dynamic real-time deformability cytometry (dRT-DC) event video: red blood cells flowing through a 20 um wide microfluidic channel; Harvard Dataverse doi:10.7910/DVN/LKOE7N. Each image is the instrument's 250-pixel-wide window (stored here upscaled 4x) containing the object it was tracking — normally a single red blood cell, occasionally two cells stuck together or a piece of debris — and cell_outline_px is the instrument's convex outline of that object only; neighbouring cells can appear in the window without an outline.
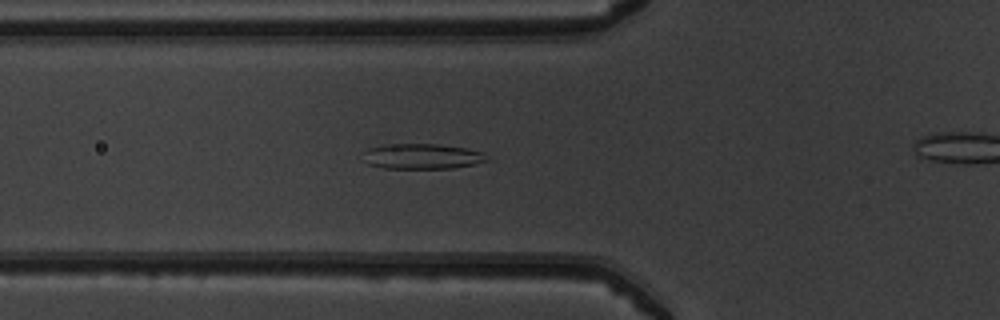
{"species": "common noctule bat (a hibernating species)", "species_latin": "Nyctalus noctula", "temperature_condition": "warm", "stored_images_in_passage": 29, "camera_frame_rate_fps": 3000, "um_per_image_px": 0.085, "animal": {"sex": "male", "body_mass_g": 19.5, "forearm_length_mm": 54.6}, "frame": {"image": 1, "passage_image": 3, "time_ms": 0.667, "image_size_px": [1000, 320], "cell_outline_px": [[492, 160], [452, 168], [384, 168], [368, 164], [360, 152], [368, 148], [388, 144], [436, 144], [464, 148], [484, 152]], "centroid_in_image_um": [35.87, 13.28], "position_along_channel_um": 89.9, "area_um2": 18.32}}
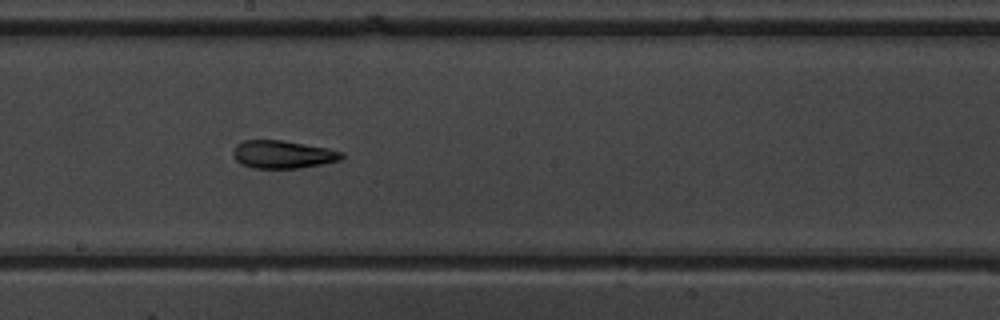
{"frame": {"image": 2, "passage_image": 13, "time_ms": 4.0, "image_size_px": [1000, 320], "cell_outline_px": [[344, 156], [340, 160], [300, 168], [252, 168], [240, 164], [236, 160], [232, 152], [236, 144], [244, 140], [280, 140], [328, 148], [344, 152]], "centroid_in_image_um": [24.02, 13.13], "position_along_channel_um": 224.2, "area_um2": 17.63}}
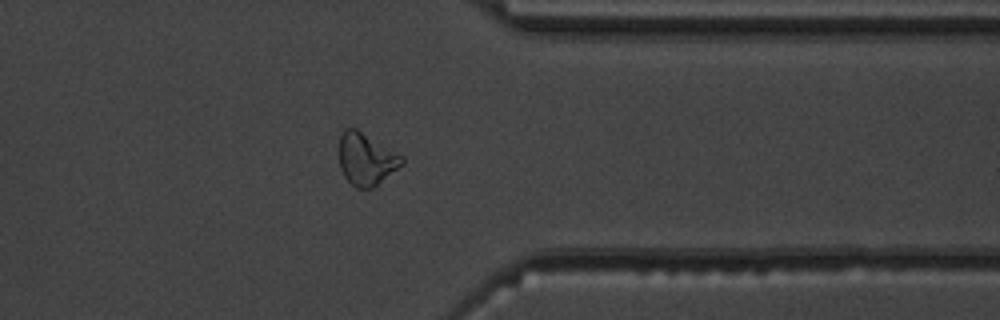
{"frame": {"image": 3, "passage_image": 25, "time_ms": 8.0, "image_size_px": [1000, 320], "cell_outline_px": [[404, 164], [372, 188], [356, 188], [344, 176], [340, 168], [340, 136], [344, 128], [356, 128], [404, 156]], "centroid_in_image_um": [31.14, 13.51], "position_along_channel_um": 380.3, "area_um2": 19.02}}